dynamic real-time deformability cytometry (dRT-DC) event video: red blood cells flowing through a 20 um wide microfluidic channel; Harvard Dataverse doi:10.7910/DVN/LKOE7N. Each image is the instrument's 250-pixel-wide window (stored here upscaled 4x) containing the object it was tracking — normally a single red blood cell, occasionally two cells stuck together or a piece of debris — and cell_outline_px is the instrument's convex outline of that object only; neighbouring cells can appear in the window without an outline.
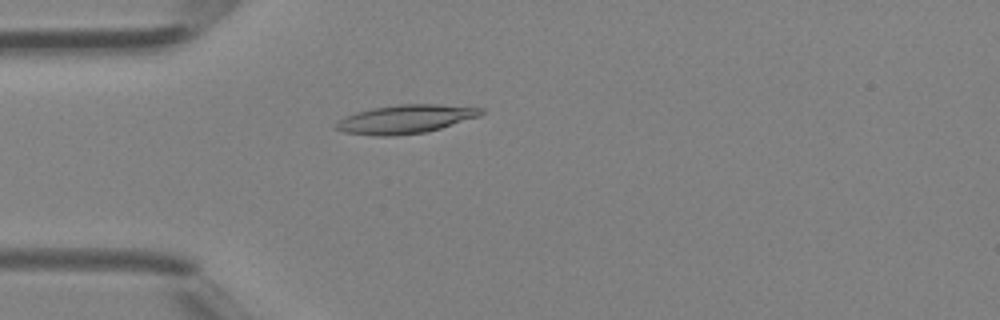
{"species": "Egyptian fruit bat (a non-hibernating species)", "species_latin": "Rousettus aegyptiacus", "temperature_condition": "room temperature", "stored_images_in_passage": 43, "camera_frame_rate_fps": 3000, "um_per_image_px": 0.085, "animal": {"sex": "female"}, "frame": {"image": 1, "passage_image": 12, "time_ms": 3.667, "image_size_px": [1000, 320], "cell_outline_px": [[484, 112], [480, 116], [428, 132], [392, 136], [376, 136], [344, 132], [332, 128], [332, 124], [356, 112], [372, 108], [400, 104], [436, 104], [484, 108]], "centroid_in_image_um": [34.46, 10.13], "position_along_channel_um": 50.5, "area_um2": 24.28}}
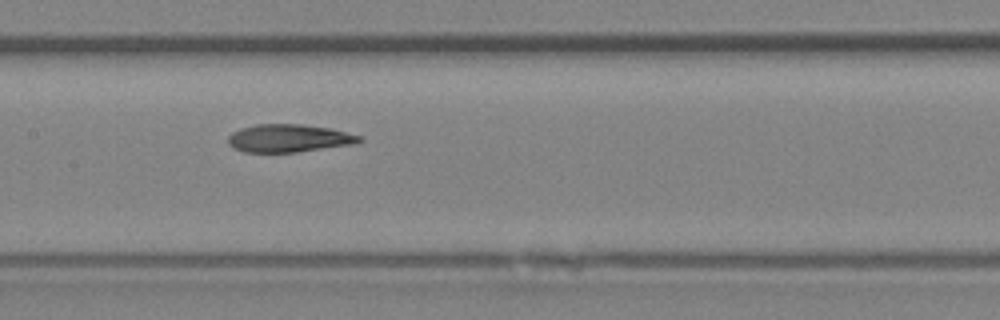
{"frame": {"image": 2, "passage_image": 21, "time_ms": 6.667, "image_size_px": [1000, 320], "cell_outline_px": [[364, 140], [356, 144], [296, 152], [244, 152], [232, 148], [228, 144], [228, 136], [232, 132], [240, 128], [256, 124], [304, 124], [328, 128], [364, 136]], "centroid_in_image_um": [24.56, 11.75], "position_along_channel_um": 182.8, "area_um2": 21.56}}
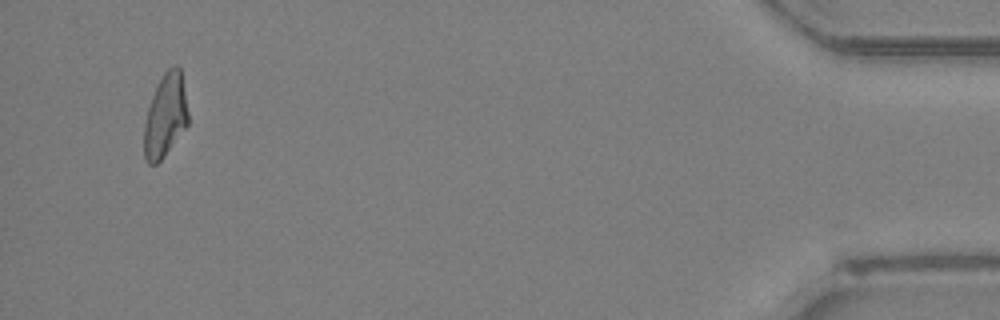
{"frame": {"image": 3, "passage_image": 41, "time_ms": 13.333, "image_size_px": [1000, 320], "cell_outline_px": [[188, 124], [164, 156], [156, 164], [148, 164], [144, 160], [144, 124], [148, 108], [152, 96], [164, 72], [172, 64], [176, 64], [180, 68], [188, 112]], "centroid_in_image_um": [14.04, 9.84], "position_along_channel_um": 421.2, "area_um2": 21.21}}